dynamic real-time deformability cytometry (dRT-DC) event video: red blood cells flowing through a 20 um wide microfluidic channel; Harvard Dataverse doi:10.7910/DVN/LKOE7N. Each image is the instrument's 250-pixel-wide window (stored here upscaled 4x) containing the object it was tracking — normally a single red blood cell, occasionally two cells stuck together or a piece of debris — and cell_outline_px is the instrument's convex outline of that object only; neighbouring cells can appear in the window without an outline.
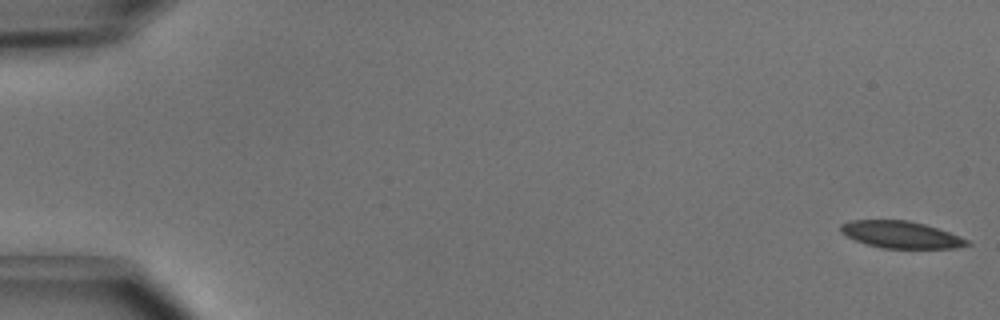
{"species": "common noctule bat (a hibernating species)", "species_latin": "Nyctalus noctula", "temperature_condition": "cold", "stored_images_in_passage": 4, "camera_frame_rate_fps": 3000, "um_per_image_px": 0.085, "animal": {"sex": "male", "body_mass_g": 15.6}, "frame": {"image": 1, "passage_image": 1, "time_ms": 0.0, "image_size_px": [1000, 320], "cell_outline_px": [[972, 244], [956, 248], [880, 248], [856, 240], [840, 232], [840, 224], [852, 220], [908, 220], [924, 224], [960, 236], [968, 240]], "centroid_in_image_um": [76.58, 19.94], "position_along_channel_um": 8.4, "area_um2": 19.71}}
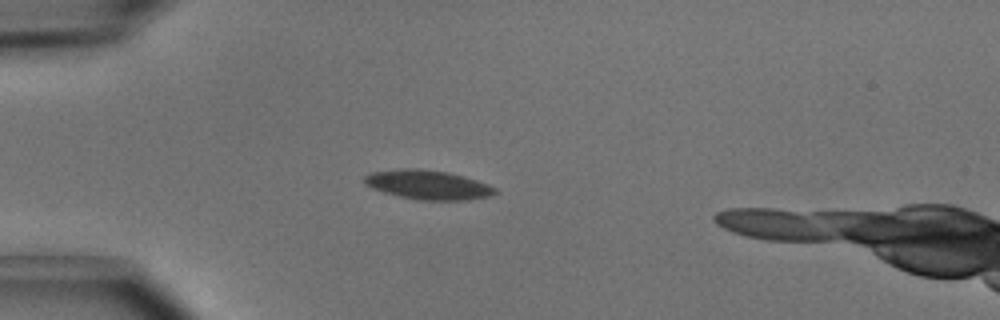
{"frame": {"image": 2, "passage_image": 4, "time_ms": 1.0, "image_size_px": [1000, 320], "cell_outline_px": [[500, 192], [492, 196], [468, 200], [416, 200], [384, 192], [372, 188], [364, 184], [364, 176], [372, 172], [400, 168], [420, 168], [448, 172], [464, 176], [488, 184], [496, 188]], "centroid_in_image_um": [36.41, 15.71], "position_along_channel_um": 48.6, "area_um2": 22.54}}